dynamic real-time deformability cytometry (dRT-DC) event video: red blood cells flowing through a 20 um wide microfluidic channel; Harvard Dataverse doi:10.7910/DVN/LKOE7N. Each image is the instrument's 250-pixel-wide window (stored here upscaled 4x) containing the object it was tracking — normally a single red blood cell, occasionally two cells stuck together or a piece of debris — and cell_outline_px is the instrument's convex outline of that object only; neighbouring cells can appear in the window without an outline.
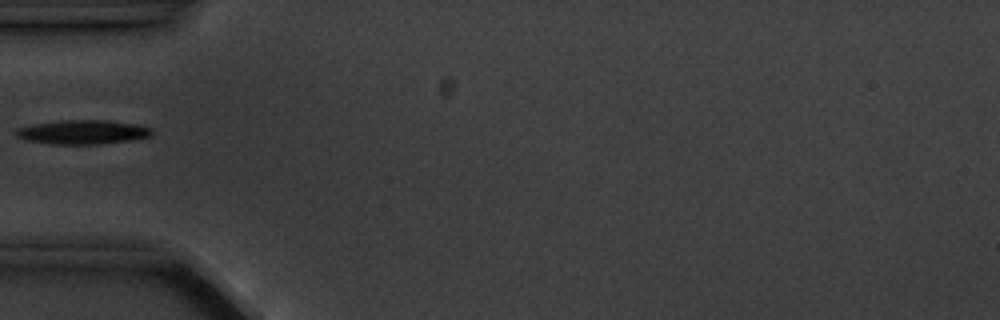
{"species": "common noctule bat (a hibernating species)", "species_latin": "Nyctalus noctula", "temperature_condition": "cold", "stored_images_in_passage": 7, "camera_frame_rate_fps": 3000, "um_per_image_px": 0.085, "animal": {"sex": "male", "body_mass_g": 20.1, "forearm_length_mm": 53.5}, "frame": {"image": 1, "passage_image": 6, "time_ms": 5.667, "image_size_px": [1000, 320], "cell_outline_px": [[152, 136], [132, 140], [100, 144], [48, 144], [24, 140], [16, 136], [12, 132], [16, 128], [36, 124], [64, 120], [108, 120], [132, 124], [152, 128]], "centroid_in_image_um": [6.99, 11.24], "position_along_channel_um": 78.0, "area_um2": 19.19}}